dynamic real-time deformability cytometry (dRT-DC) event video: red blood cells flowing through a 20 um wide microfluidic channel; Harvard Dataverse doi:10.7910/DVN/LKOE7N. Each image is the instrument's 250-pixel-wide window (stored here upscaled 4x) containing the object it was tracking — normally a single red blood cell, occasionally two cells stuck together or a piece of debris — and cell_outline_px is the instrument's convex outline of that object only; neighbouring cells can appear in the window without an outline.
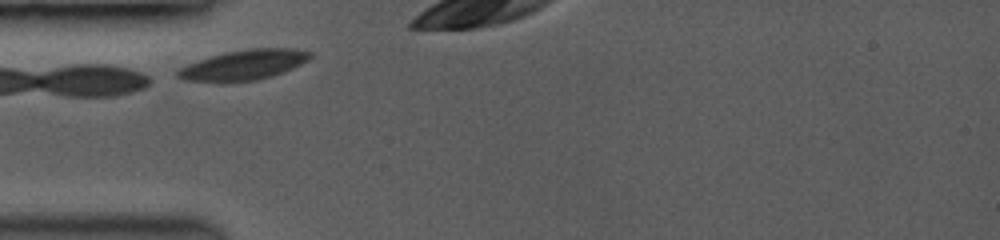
{"species": "common noctule bat (a hibernating species)", "species_latin": "Nyctalus noctula", "temperature_condition": "room temperature", "stored_images_in_passage": 8, "camera_frame_rate_fps": 3500, "um_per_image_px": 0.085, "animal": {"sex": "female", "body_mass_g": 19.0, "forearm_length_mm": 53.3}, "frame": {"image": 1, "passage_image": 1, "time_ms": 0.0, "image_size_px": [1000, 240], "cell_outline_px": [[312, 56], [308, 60], [292, 68], [272, 76], [256, 80], [188, 80], [176, 76], [176, 72], [180, 68], [188, 64], [224, 52], [248, 48], [296, 48], [312, 52]], "centroid_in_image_um": [20.8, 5.47], "position_along_channel_um": 64.2, "area_um2": 22.54}}
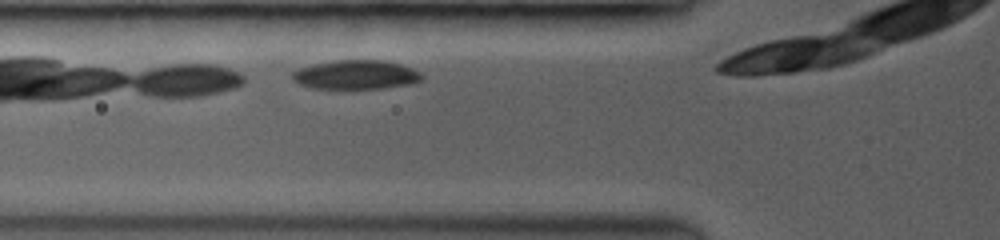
{"frame": {"image": 2, "passage_image": 4, "time_ms": 0.857, "image_size_px": [1000, 240], "cell_outline_px": [[424, 76], [420, 80], [408, 84], [380, 88], [316, 88], [300, 84], [292, 80], [292, 72], [300, 68], [316, 64], [336, 60], [384, 60], [400, 64], [412, 68], [420, 72]], "centroid_in_image_um": [30.26, 6.34], "position_along_channel_um": 95.5, "area_um2": 21.62}}